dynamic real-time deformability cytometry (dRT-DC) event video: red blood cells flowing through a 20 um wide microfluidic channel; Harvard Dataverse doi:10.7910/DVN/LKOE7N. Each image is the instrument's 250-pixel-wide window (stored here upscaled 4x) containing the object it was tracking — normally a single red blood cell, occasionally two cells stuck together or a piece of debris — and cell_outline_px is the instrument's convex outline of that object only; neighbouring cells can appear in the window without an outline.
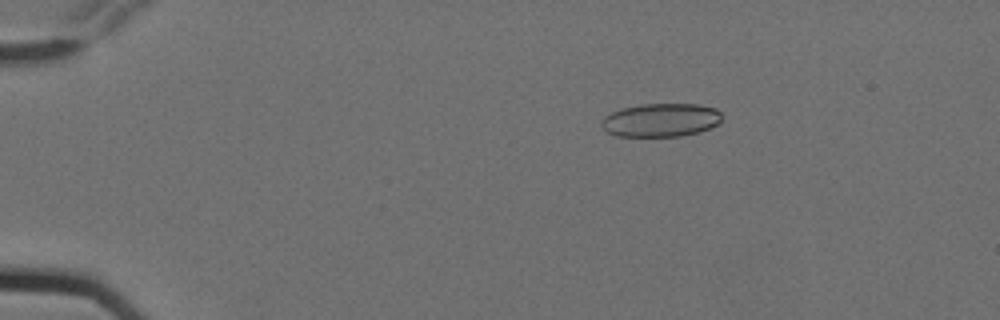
{"species": "Egyptian fruit bat (a non-hibernating species)", "species_latin": "Rousettus aegyptiacus", "temperature_condition": "cold", "stored_images_in_passage": 7, "camera_frame_rate_fps": 3000, "um_per_image_px": 0.085, "animal": {"sex": "female"}, "frame": {"image": 1, "passage_image": 3, "time_ms": 0.667, "image_size_px": [1000, 320], "cell_outline_px": [[720, 124], [712, 128], [680, 136], [616, 136], [608, 132], [600, 124], [600, 120], [604, 116], [620, 108], [644, 104], [700, 104], [716, 108], [720, 112]], "centroid_in_image_um": [56.17, 10.2], "position_along_channel_um": 28.8, "area_um2": 23.58}}
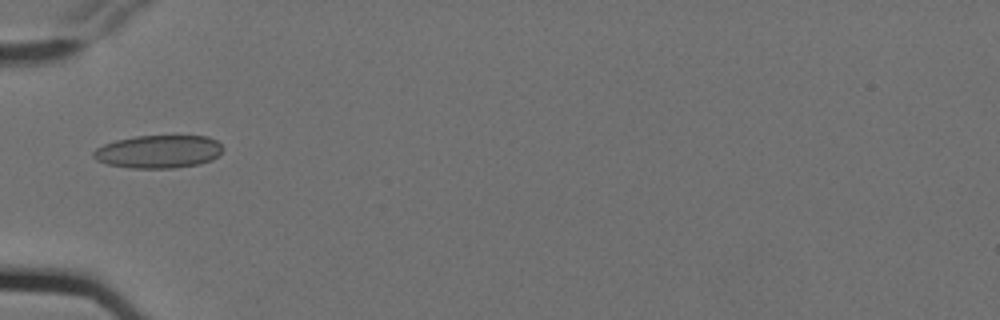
{"frame": {"image": 2, "passage_image": 6, "time_ms": 1.667, "image_size_px": [1000, 320], "cell_outline_px": [[224, 148], [212, 160], [200, 164], [176, 168], [132, 168], [108, 164], [96, 160], [92, 156], [92, 152], [96, 148], [104, 144], [116, 140], [136, 136], [208, 136], [216, 140]], "centroid_in_image_um": [13.47, 12.89], "position_along_channel_um": 71.5, "area_um2": 24.91}}
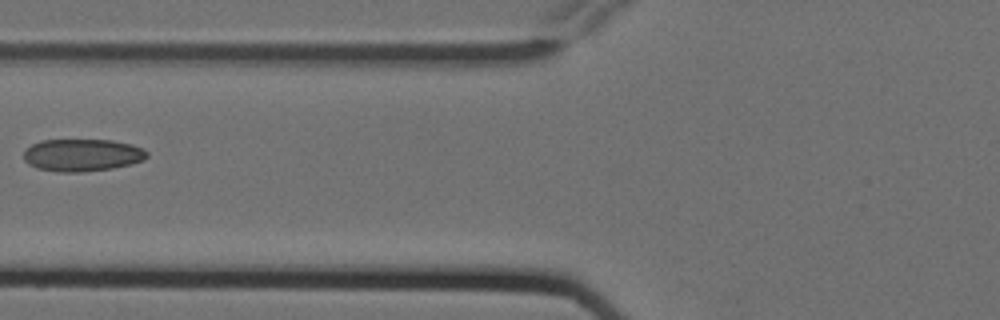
{"frame": {"image": 3, "passage_image": 7, "time_ms": 2.0, "image_size_px": [1000, 320], "cell_outline_px": [[148, 156], [144, 160], [132, 164], [112, 168], [80, 172], [56, 172], [36, 168], [28, 164], [24, 160], [24, 152], [32, 144], [40, 140], [112, 140], [132, 144], [144, 148], [148, 152]], "centroid_in_image_um": [7.01, 13.18], "position_along_channel_um": 118.8, "area_um2": 23.47}}